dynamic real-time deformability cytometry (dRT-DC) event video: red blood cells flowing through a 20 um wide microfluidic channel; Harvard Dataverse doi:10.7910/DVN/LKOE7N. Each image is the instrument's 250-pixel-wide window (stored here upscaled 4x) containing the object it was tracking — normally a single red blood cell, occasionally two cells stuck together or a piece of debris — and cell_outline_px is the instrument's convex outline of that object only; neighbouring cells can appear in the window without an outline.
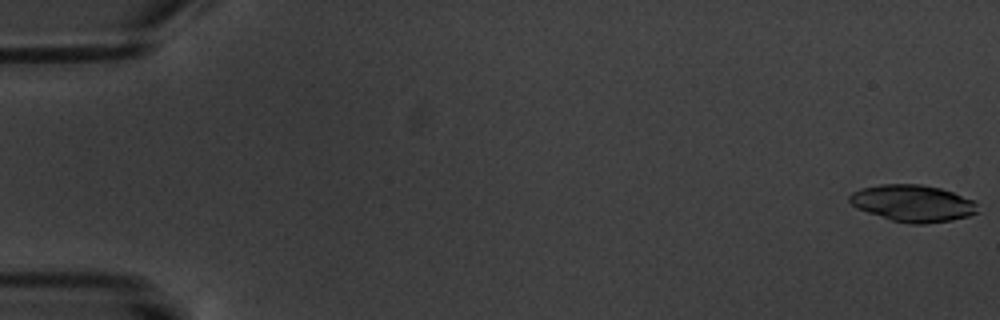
{"species": "common noctule bat (a hibernating species)", "species_latin": "Nyctalus noctula", "temperature_condition": "warm", "stored_images_in_passage": 6, "camera_frame_rate_fps": 3000, "um_per_image_px": 0.085, "animal": {"sex": "male", "body_mass_g": 20.1, "forearm_length_mm": 53.5}, "frame": {"image": 1, "passage_image": 1, "time_ms": 0.0, "image_size_px": [1000, 320], "cell_outline_px": [[980, 212], [968, 216], [952, 220], [924, 224], [912, 224], [892, 220], [856, 208], [848, 200], [848, 196], [852, 192], [860, 188], [880, 184], [920, 184], [940, 188], [976, 200]], "centroid_in_image_um": [77.62, 17.27], "position_along_channel_um": 7.4, "area_um2": 27.69}}
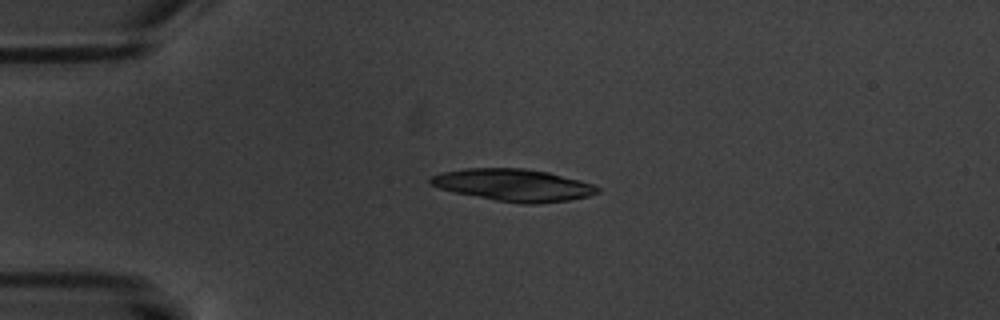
{"frame": {"image": 2, "passage_image": 5, "time_ms": 4.667, "image_size_px": [1000, 320], "cell_outline_px": [[600, 192], [588, 196], [568, 200], [536, 204], [524, 204], [496, 200], [456, 192], [440, 188], [428, 184], [428, 180], [432, 176], [440, 172], [464, 168], [524, 168], [548, 172], [596, 184], [600, 188]], "centroid_in_image_um": [43.66, 15.72], "position_along_channel_um": 41.3, "area_um2": 31.33}}